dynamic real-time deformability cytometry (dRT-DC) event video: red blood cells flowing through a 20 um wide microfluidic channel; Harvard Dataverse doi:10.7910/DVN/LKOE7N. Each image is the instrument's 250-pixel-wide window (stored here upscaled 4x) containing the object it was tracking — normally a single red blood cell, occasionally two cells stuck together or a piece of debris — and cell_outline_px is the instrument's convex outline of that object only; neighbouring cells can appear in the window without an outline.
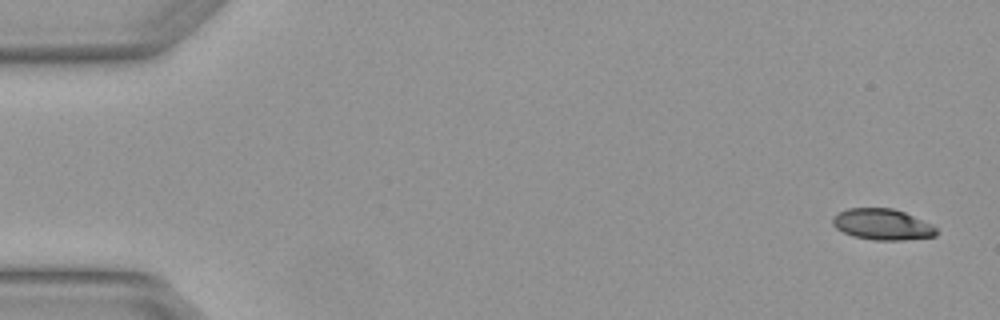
{"species": "Egyptian fruit bat (a non-hibernating species)", "species_latin": "Rousettus aegyptiacus", "temperature_condition": "warm", "stored_images_in_passage": 6, "camera_frame_rate_fps": 3000, "um_per_image_px": 0.085, "animal": {"sex": "female"}, "frame": {"image": 1, "passage_image": 1, "time_ms": 0.0, "image_size_px": [1000, 320], "cell_outline_px": [[936, 236], [904, 240], [872, 240], [852, 236], [836, 228], [832, 224], [832, 216], [848, 208], [892, 208], [904, 212], [932, 224], [936, 228]], "centroid_in_image_um": [74.98, 19.08], "position_along_channel_um": 10.0, "area_um2": 18.79}}
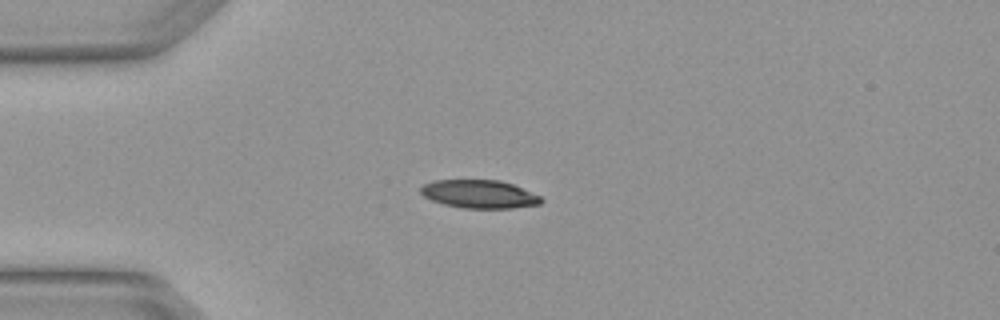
{"frame": {"image": 2, "passage_image": 4, "time_ms": 1.0, "image_size_px": [1000, 320], "cell_outline_px": [[544, 200], [540, 204], [512, 208], [464, 208], [444, 204], [432, 200], [424, 196], [420, 192], [420, 188], [424, 184], [432, 180], [500, 180], [512, 184], [540, 196]], "centroid_in_image_um": [40.73, 16.49], "position_along_channel_um": 44.3, "area_um2": 19.71}}
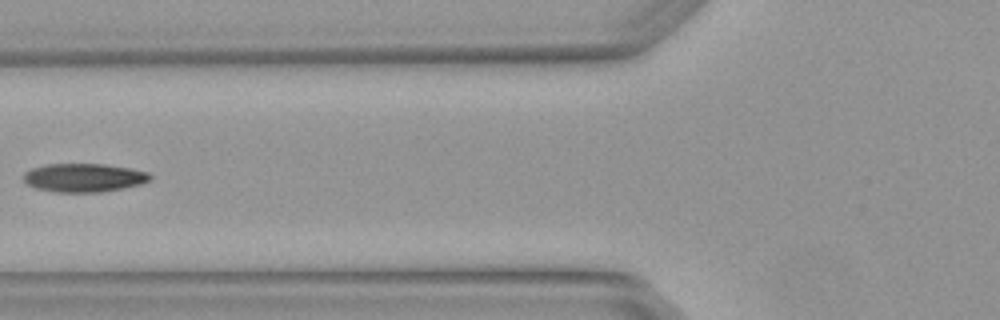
{"frame": {"image": 3, "passage_image": 6, "time_ms": 1.667, "image_size_px": [1000, 320], "cell_outline_px": [[152, 180], [140, 184], [124, 188], [100, 192], [56, 192], [36, 188], [28, 184], [24, 180], [24, 172], [32, 168], [44, 164], [104, 164], [132, 168], [148, 172], [152, 176]], "centroid_in_image_um": [7.16, 15.1], "position_along_channel_um": 118.6, "area_um2": 21.15}}